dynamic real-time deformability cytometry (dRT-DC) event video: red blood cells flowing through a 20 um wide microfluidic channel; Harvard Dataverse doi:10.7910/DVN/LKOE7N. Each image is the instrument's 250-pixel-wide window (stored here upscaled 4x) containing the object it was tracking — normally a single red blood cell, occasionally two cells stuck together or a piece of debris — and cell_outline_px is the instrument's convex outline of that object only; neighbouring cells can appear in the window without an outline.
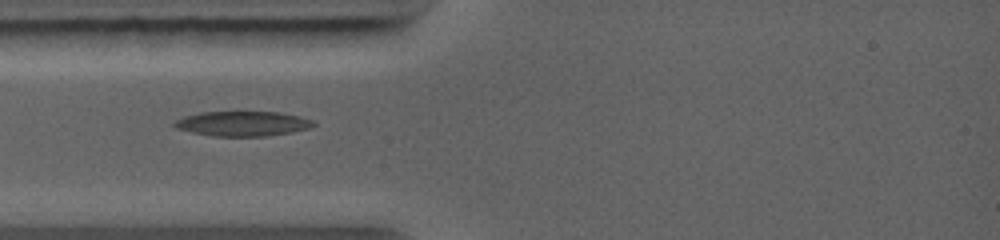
{"species": "common noctule bat (a hibernating species)", "species_latin": "Nyctalus noctula", "temperature_condition": "warm", "stored_images_in_passage": 14, "camera_frame_rate_fps": 5000, "um_per_image_px": 0.085, "animal": {"sex": "female", "body_mass_g": 19.0, "forearm_length_mm": 56.7}, "frame": {"image": 1, "passage_image": 2, "time_ms": 1.0, "image_size_px": [1000, 240], "cell_outline_px": [[316, 124], [308, 128], [292, 132], [264, 136], [212, 136], [192, 132], [176, 128], [172, 124], [176, 120], [184, 116], [200, 112], [276, 112], [300, 116], [316, 120]], "centroid_in_image_um": [20.63, 10.5], "position_along_channel_um": 64.4, "area_um2": 20.11}}
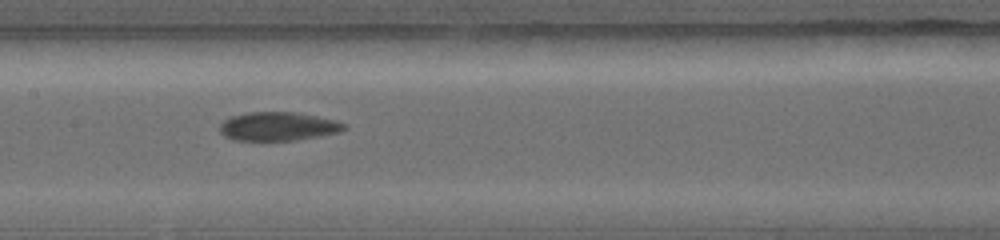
{"frame": {"image": 2, "passage_image": 5, "time_ms": 3.6, "image_size_px": [1000, 240], "cell_outline_px": [[348, 128], [340, 132], [320, 136], [296, 140], [232, 140], [224, 136], [220, 132], [220, 124], [224, 120], [232, 116], [248, 112], [296, 112], [336, 120], [348, 124]], "centroid_in_image_um": [23.67, 10.74], "position_along_channel_um": 183.7, "area_um2": 20.92}}
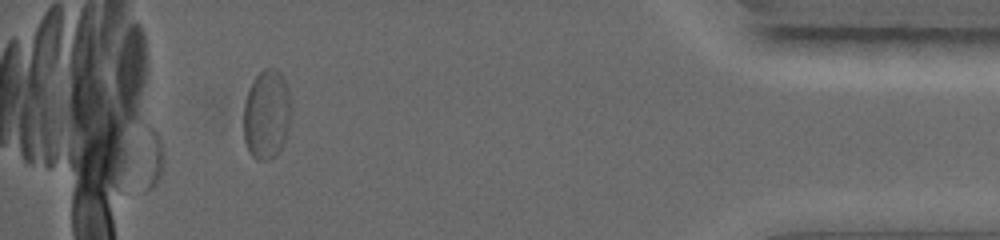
{"frame": {"image": 3, "passage_image": 12, "time_ms": 10.0, "image_size_px": [1000, 240], "cell_outline_px": [[288, 128], [284, 140], [276, 156], [272, 160], [256, 160], [252, 156], [244, 140], [244, 104], [252, 80], [264, 68], [276, 68], [280, 72], [288, 88]], "centroid_in_image_um": [22.63, 9.74], "position_along_channel_um": 412.6, "area_um2": 24.33}}